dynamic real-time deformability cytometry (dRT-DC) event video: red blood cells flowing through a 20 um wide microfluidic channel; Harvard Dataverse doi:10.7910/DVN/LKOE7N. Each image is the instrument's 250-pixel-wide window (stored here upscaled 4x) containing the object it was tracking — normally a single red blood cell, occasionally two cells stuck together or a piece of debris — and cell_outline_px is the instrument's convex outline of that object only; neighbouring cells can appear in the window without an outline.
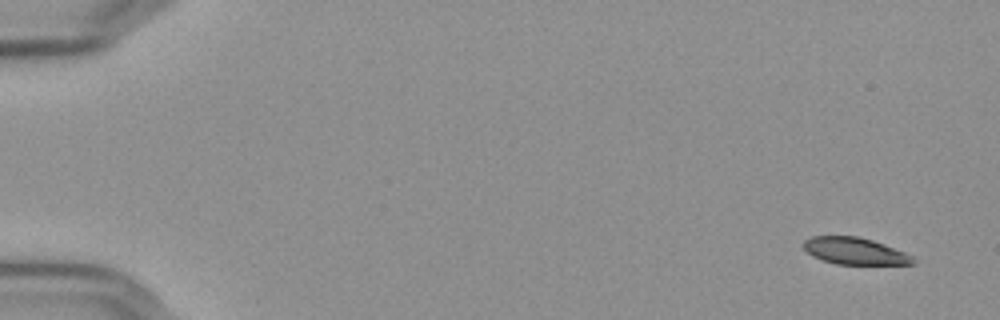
{"species": "Egyptian fruit bat (a non-hibernating species)", "species_latin": "Rousettus aegyptiacus", "temperature_condition": "cold", "stored_images_in_passage": 55, "camera_frame_rate_fps": 3000, "um_per_image_px": 0.085, "frame": {"image": 1, "passage_image": 1, "time_ms": 0.0, "image_size_px": [1000, 320], "cell_outline_px": [[916, 264], [836, 264], [812, 256], [804, 248], [804, 240], [812, 236], [856, 236], [872, 240], [884, 244], [904, 252], [912, 256], [916, 260]], "centroid_in_image_um": [72.67, 21.34], "position_along_channel_um": 12.3, "area_um2": 16.99}}
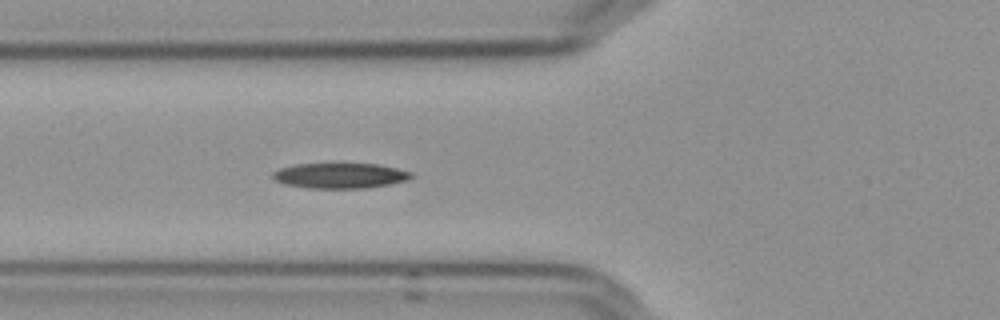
{"frame": {"image": 2, "passage_image": 20, "time_ms": 6.333, "image_size_px": [1000, 320], "cell_outline_px": [[416, 176], [408, 180], [368, 188], [308, 188], [284, 184], [276, 180], [272, 176], [272, 172], [280, 168], [296, 164], [332, 160], [380, 164], [412, 172]], "centroid_in_image_um": [28.91, 14.87], "position_along_channel_um": 96.9, "area_um2": 21.68}}
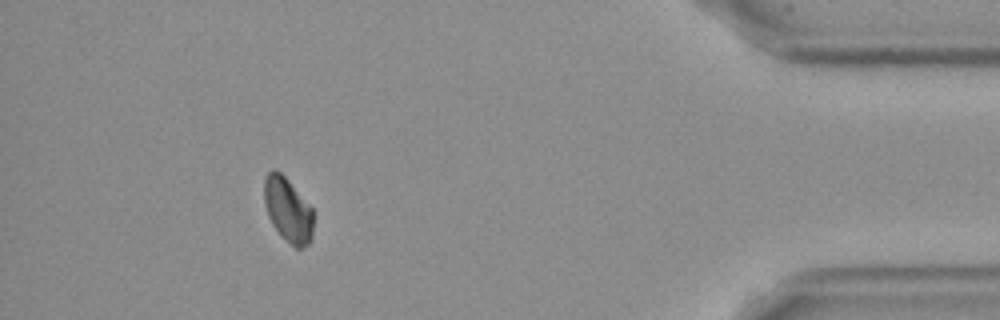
{"frame": {"image": 3, "passage_image": 50, "time_ms": 16.333, "image_size_px": [1000, 320], "cell_outline_px": [[312, 236], [308, 244], [300, 248], [296, 248], [280, 236], [272, 224], [268, 216], [264, 204], [264, 180], [268, 172], [272, 168], [280, 172], [288, 180], [312, 208]], "centroid_in_image_um": [24.44, 17.84], "position_along_channel_um": 410.8, "area_um2": 18.38}}